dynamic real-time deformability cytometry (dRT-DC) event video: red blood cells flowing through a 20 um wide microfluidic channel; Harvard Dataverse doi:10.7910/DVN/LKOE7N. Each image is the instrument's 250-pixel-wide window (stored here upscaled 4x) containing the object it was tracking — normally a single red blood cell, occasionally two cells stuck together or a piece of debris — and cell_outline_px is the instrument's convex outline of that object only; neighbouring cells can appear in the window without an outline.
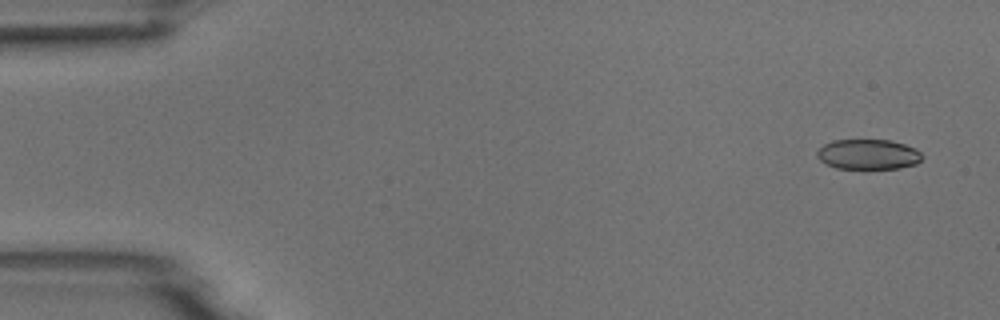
{"species": "common noctule bat (a hibernating species)", "species_latin": "Nyctalus noctula", "temperature_condition": "room temperature", "stored_images_in_passage": 4, "camera_frame_rate_fps": 3000, "um_per_image_px": 0.085, "animal": {"sex": "male", "body_mass_g": 18.8}, "frame": {"image": 1, "passage_image": 1, "time_ms": 0.0, "image_size_px": [1000, 320], "cell_outline_px": [[924, 156], [916, 164], [900, 168], [864, 172], [836, 168], [820, 160], [816, 156], [816, 152], [824, 144], [832, 140], [892, 140], [916, 148]], "centroid_in_image_um": [73.8, 13.17], "position_along_channel_um": 11.2, "area_um2": 19.36}}
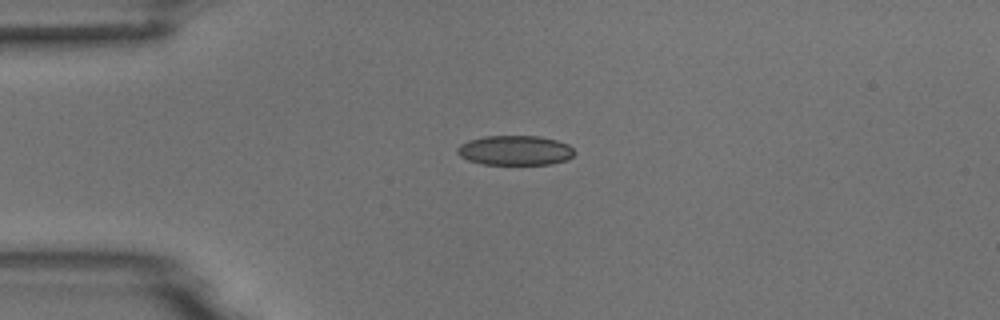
{"frame": {"image": 2, "passage_image": 3, "time_ms": 3.333, "image_size_px": [1000, 320], "cell_outline_px": [[576, 152], [568, 160], [552, 164], [484, 164], [468, 160], [460, 156], [456, 152], [456, 148], [460, 144], [468, 140], [484, 136], [540, 136], [556, 140], [568, 144]], "centroid_in_image_um": [43.78, 12.78], "position_along_channel_um": 41.2, "area_um2": 20.4}}